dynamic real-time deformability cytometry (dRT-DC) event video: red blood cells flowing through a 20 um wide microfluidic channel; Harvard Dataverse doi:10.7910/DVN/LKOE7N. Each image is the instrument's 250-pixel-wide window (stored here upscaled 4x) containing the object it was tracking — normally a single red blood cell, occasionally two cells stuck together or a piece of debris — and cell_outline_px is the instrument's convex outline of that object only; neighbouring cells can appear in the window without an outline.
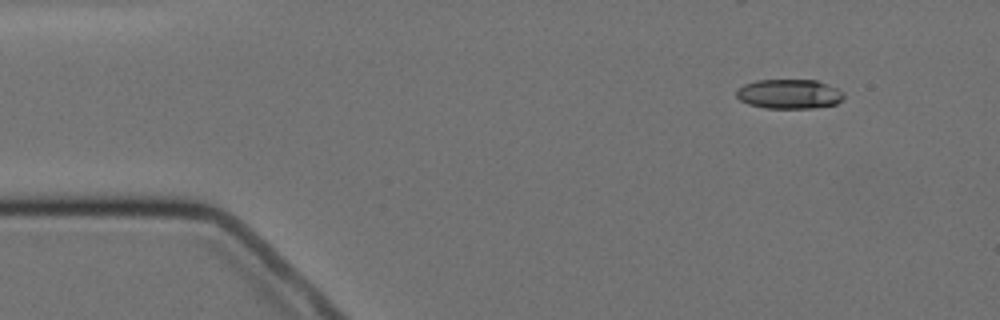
{"species": "Egyptian fruit bat (a non-hibernating species)", "species_latin": "Rousettus aegyptiacus", "temperature_condition": "cold", "stored_images_in_passage": 6, "segment_of_instrument_passage": [2, 2], "camera_frame_rate_fps": 3000, "um_per_image_px": 0.085, "animal": {"sex": "female"}, "frame": {"image": 1, "passage_image": 6, "time_ms": 6.667, "image_size_px": [1000, 320], "cell_outline_px": [[844, 96], [836, 104], [812, 108], [764, 108], [748, 104], [740, 100], [736, 96], [736, 88], [744, 84], [756, 80], [816, 80], [828, 84], [844, 92]], "centroid_in_image_um": [67.05, 7.99], "position_along_channel_um": 18.0, "area_um2": 18.55}}